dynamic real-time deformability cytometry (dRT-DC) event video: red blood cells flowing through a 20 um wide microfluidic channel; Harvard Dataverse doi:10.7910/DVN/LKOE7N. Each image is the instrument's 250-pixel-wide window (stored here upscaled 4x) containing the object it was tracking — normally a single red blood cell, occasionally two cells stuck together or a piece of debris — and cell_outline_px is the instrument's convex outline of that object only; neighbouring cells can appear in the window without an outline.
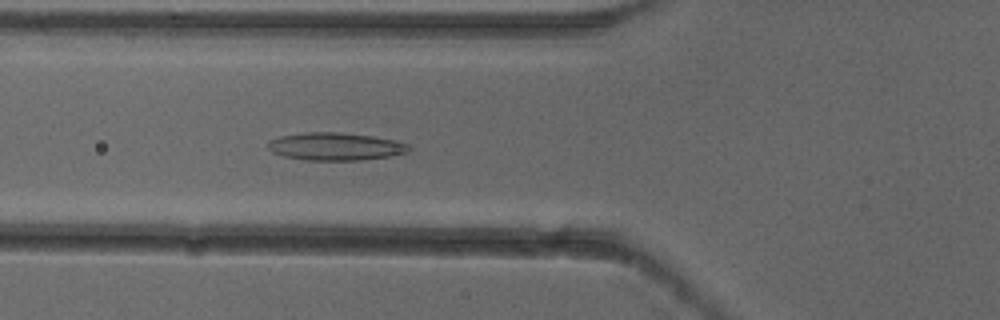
{"species": "common noctule bat (a hibernating species)", "species_latin": "Nyctalus noctula", "temperature_condition": "cold", "stored_images_in_passage": 5, "camera_frame_rate_fps": 3000, "um_per_image_px": 0.085, "animal": {"sex": "female"}, "frame": {"image": 1, "passage_image": 5, "time_ms": 1.333, "image_size_px": [1000, 320], "cell_outline_px": [[412, 148], [408, 152], [388, 156], [360, 160], [304, 160], [284, 156], [272, 152], [268, 148], [268, 140], [280, 136], [304, 132], [340, 132], [372, 136], [396, 140], [408, 144]], "centroid_in_image_um": [28.5, 12.44], "position_along_channel_um": 97.3, "area_um2": 22.83}}